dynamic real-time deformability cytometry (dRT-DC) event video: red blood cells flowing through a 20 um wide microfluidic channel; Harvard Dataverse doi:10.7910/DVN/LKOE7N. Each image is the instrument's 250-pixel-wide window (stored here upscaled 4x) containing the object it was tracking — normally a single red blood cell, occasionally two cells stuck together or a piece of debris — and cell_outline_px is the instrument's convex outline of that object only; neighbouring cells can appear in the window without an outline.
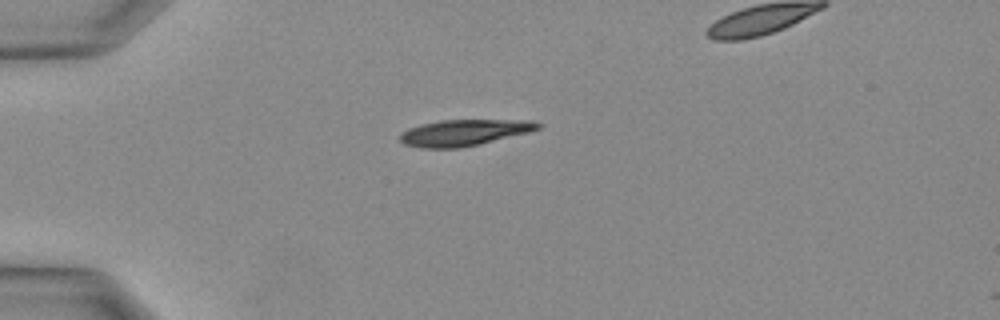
{"species": "Egyptian fruit bat (a non-hibernating species)", "species_latin": "Rousettus aegyptiacus", "temperature_condition": "warm", "stored_images_in_passage": 5, "camera_frame_rate_fps": 3000, "um_per_image_px": 0.085, "animal": {"sex": "female"}, "frame": {"image": 1, "passage_image": 1, "time_ms": 0.0, "image_size_px": [1000, 320], "cell_outline_px": [[544, 124], [540, 128], [528, 132], [476, 144], [456, 148], [420, 148], [404, 144], [400, 140], [400, 132], [408, 128], [420, 124], [440, 120], [528, 120]], "centroid_in_image_um": [39.39, 11.26], "position_along_channel_um": 45.6, "area_um2": 20.87}}
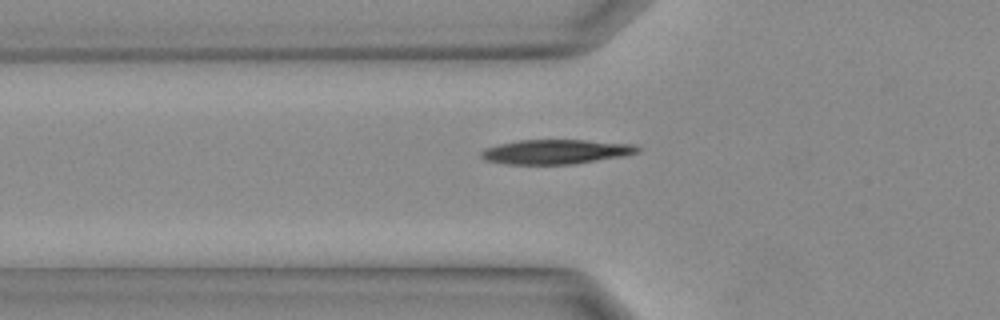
{"frame": {"image": 2, "passage_image": 4, "time_ms": 1.0, "image_size_px": [1000, 320], "cell_outline_px": [[640, 152], [624, 156], [572, 164], [504, 164], [484, 160], [480, 156], [480, 152], [484, 148], [500, 144], [520, 140], [584, 140], [632, 144], [640, 148]], "centroid_in_image_um": [47.22, 12.9], "position_along_channel_um": 78.6, "area_um2": 22.31}}